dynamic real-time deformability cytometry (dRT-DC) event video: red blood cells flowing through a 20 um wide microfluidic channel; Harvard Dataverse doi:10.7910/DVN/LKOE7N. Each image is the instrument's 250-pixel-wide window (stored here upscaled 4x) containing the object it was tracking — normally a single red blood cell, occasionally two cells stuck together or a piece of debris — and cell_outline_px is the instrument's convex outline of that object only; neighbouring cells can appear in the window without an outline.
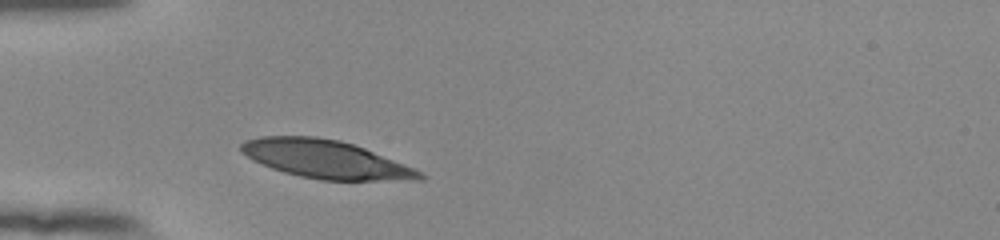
{"species": "human", "species_latin": "Homo sapiens", "temperature_condition": "room temperature", "stored_images_in_passage": 32, "camera_frame_rate_fps": 3000, "um_per_image_px": 0.085, "donor": {"sex": "female"}, "frame": {"image": 1, "passage_image": 1, "time_ms": 0.0, "image_size_px": [1000, 240], "cell_outline_px": [[428, 176], [424, 180], [320, 180], [300, 176], [284, 172], [272, 168], [252, 160], [240, 152], [240, 144], [244, 140], [260, 136], [316, 136], [340, 140], [364, 148], [416, 168], [424, 172]], "centroid_in_image_um": [27.7, 13.54], "position_along_channel_um": 57.3, "area_um2": 40.0}}
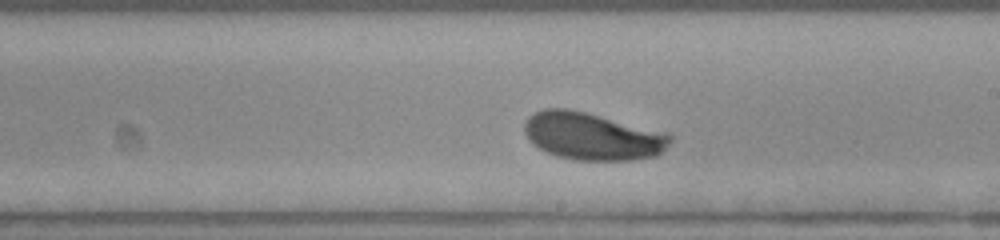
{"frame": {"image": 2, "passage_image": 16, "time_ms": 5.0, "image_size_px": [1000, 240], "cell_outline_px": [[672, 140], [656, 156], [632, 160], [572, 160], [556, 156], [532, 144], [528, 140], [524, 132], [524, 124], [528, 116], [544, 108], [568, 108], [668, 132], [672, 136]], "centroid_in_image_um": [50.33, 11.58], "position_along_channel_um": 238.7, "area_um2": 40.46}}
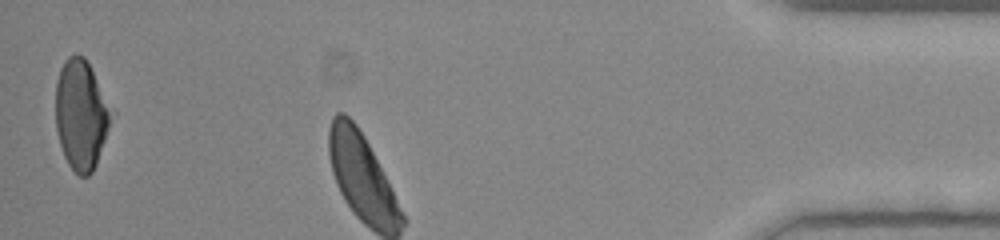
{"frame": {"image": 3, "passage_image": 32, "time_ms": 10.333, "image_size_px": [1000, 240], "cell_outline_px": [[116, 112], [96, 164], [92, 172], [88, 176], [80, 176], [68, 164], [64, 156], [60, 144], [56, 128], [56, 80], [60, 68], [64, 60], [68, 56], [76, 52], [84, 56]], "centroid_in_image_um": [6.93, 9.71], "position_along_channel_um": 428.3, "area_um2": 36.3}, "authors_computed_cell_mechanics": {"area_um2": 39.9687, "velocity_mm_per_s": 3.8101, "shape_relaxation_time_tau1_ms": 1.7795, "shape_relaxation_time_tau2_ms": null, "deformation_change_tau1": 0.1148, "deformation_change_tau2": null}}